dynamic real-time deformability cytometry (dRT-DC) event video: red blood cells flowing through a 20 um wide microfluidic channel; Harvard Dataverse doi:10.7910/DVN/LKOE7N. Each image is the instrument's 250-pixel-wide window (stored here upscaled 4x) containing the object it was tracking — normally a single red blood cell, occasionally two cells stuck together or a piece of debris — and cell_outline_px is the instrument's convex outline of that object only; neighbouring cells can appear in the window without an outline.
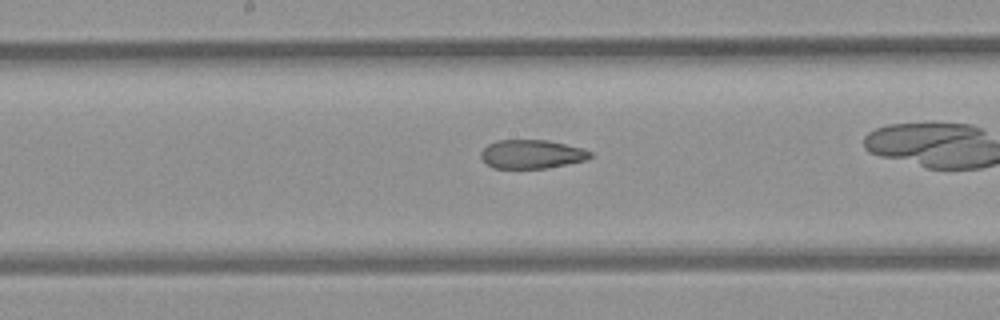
{"species": "common noctule bat (a hibernating species)", "species_latin": "Nyctalus noctula", "temperature_condition": "room temperature", "stored_images_in_passage": 34, "camera_frame_rate_fps": 3000, "um_per_image_px": 0.085, "animal": {"sex": "female", "body_mass_g": 21.9}, "frame": {"image": 1, "passage_image": 20, "time_ms": 6.333, "image_size_px": [1000, 320], "cell_outline_px": [[592, 156], [584, 160], [548, 168], [492, 168], [480, 156], [480, 152], [488, 144], [496, 140], [548, 140], [584, 148], [592, 152]], "centroid_in_image_um": [45.19, 13.09], "position_along_channel_um": 203.0, "area_um2": 18.32}}